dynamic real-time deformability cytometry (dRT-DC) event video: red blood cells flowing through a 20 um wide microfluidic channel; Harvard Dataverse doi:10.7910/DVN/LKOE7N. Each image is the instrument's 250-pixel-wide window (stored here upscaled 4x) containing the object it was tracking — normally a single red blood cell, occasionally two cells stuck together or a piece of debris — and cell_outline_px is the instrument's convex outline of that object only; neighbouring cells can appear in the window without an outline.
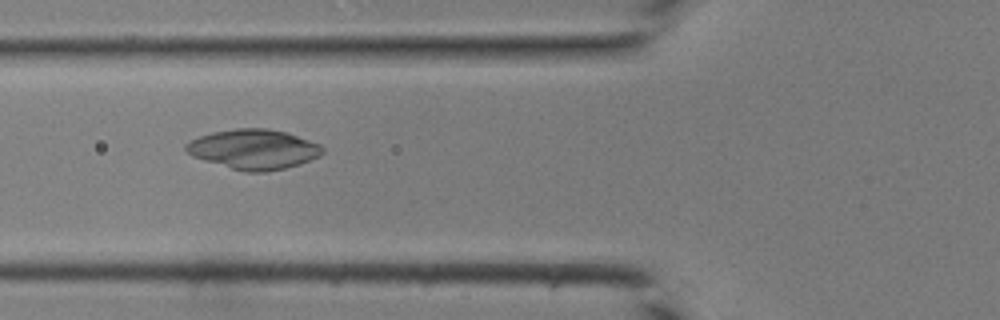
{"species": "common noctule bat (a hibernating species)", "species_latin": "Nyctalus noctula", "temperature_condition": "room temperature", "stored_images_in_passage": 43, "camera_frame_rate_fps": 3000, "um_per_image_px": 0.085, "animal": {"sex": "male", "body_mass_g": 19.0, "forearm_length_mm": 50.8}, "frame": {"image": 1, "passage_image": 17, "time_ms": 5.333, "image_size_px": [1000, 320], "cell_outline_px": [[324, 152], [320, 156], [300, 164], [284, 168], [264, 172], [244, 172], [204, 160], [192, 156], [184, 148], [184, 144], [188, 140], [212, 132], [236, 128], [268, 128], [288, 132], [320, 144], [324, 148]], "centroid_in_image_um": [21.57, 12.68], "position_along_channel_um": 104.2, "area_um2": 31.91}}
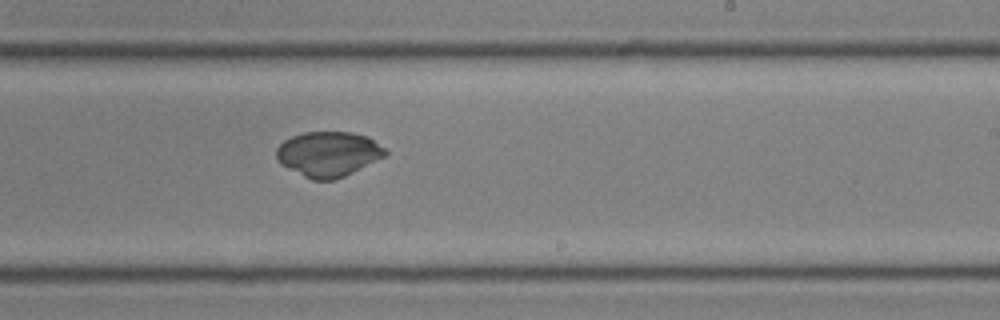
{"frame": {"image": 2, "passage_image": 27, "time_ms": 8.667, "image_size_px": [1000, 320], "cell_outline_px": [[388, 152], [384, 156], [336, 180], [312, 180], [280, 164], [276, 160], [276, 148], [284, 140], [292, 136], [304, 132], [352, 132], [368, 136], [384, 148]], "centroid_in_image_um": [27.87, 13.08], "position_along_channel_um": 261.1, "area_um2": 28.44}}
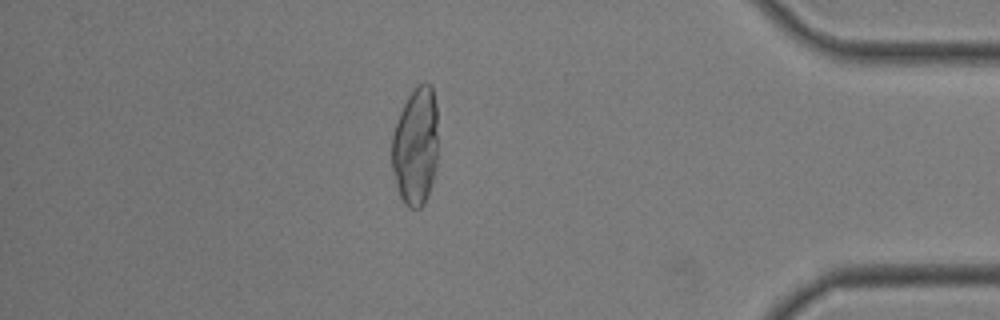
{"frame": {"image": 3, "passage_image": 38, "time_ms": 12.333, "image_size_px": [1000, 320], "cell_outline_px": [[436, 168], [428, 196], [424, 204], [420, 208], [408, 208], [404, 204], [400, 196], [396, 184], [392, 168], [392, 136], [400, 112], [408, 96], [416, 84], [424, 80], [432, 84], [436, 104]], "centroid_in_image_um": [35.33, 12.41], "position_along_channel_um": 399.9, "area_um2": 32.02}}